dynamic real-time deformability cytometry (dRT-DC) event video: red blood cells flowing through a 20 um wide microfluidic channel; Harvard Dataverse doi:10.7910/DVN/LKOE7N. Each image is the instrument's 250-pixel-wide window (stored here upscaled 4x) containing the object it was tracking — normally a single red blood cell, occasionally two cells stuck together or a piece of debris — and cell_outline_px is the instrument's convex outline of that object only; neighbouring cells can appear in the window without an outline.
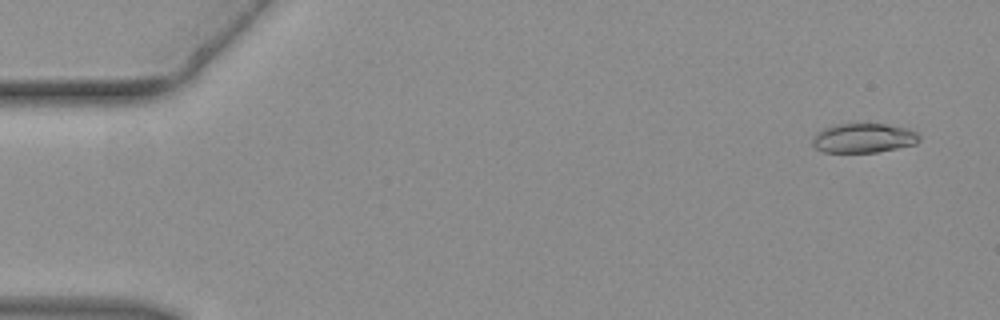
{"species": "common noctule bat (a hibernating species)", "species_latin": "Nyctalus noctula", "temperature_condition": "warm", "stored_images_in_passage": 47, "camera_frame_rate_fps": 3000, "um_per_image_px": 0.085, "animal": {"sex": "female", "body_mass_g": 19.3, "forearm_length_mm": 54.1}, "frame": {"image": 1, "passage_image": 3, "time_ms": 0.667, "image_size_px": [1000, 320], "cell_outline_px": [[920, 140], [916, 144], [876, 152], [824, 152], [816, 148], [812, 144], [812, 140], [816, 132], [824, 128], [836, 124], [884, 124], [908, 128], [916, 132], [920, 136]], "centroid_in_image_um": [73.4, 11.73], "position_along_channel_um": 11.6, "area_um2": 18.26}}
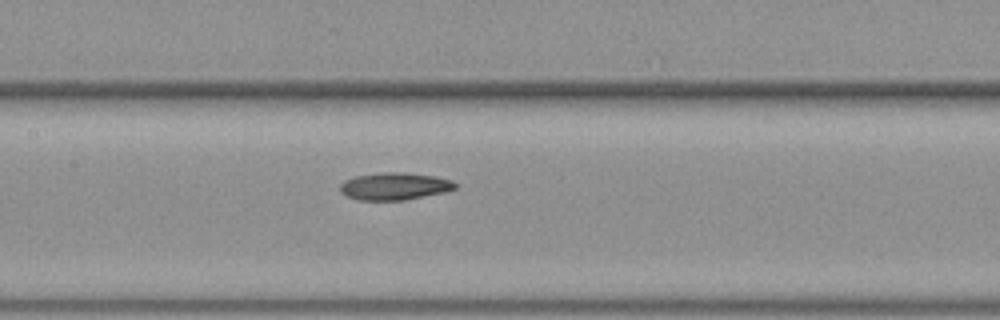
{"frame": {"image": 2, "passage_image": 23, "time_ms": 7.333, "image_size_px": [1000, 320], "cell_outline_px": [[456, 188], [444, 192], [404, 200], [360, 200], [348, 196], [340, 192], [340, 184], [344, 180], [356, 176], [380, 172], [408, 172], [436, 176], [452, 180], [456, 184]], "centroid_in_image_um": [33.54, 15.81], "position_along_channel_um": 173.9, "area_um2": 18.38}}
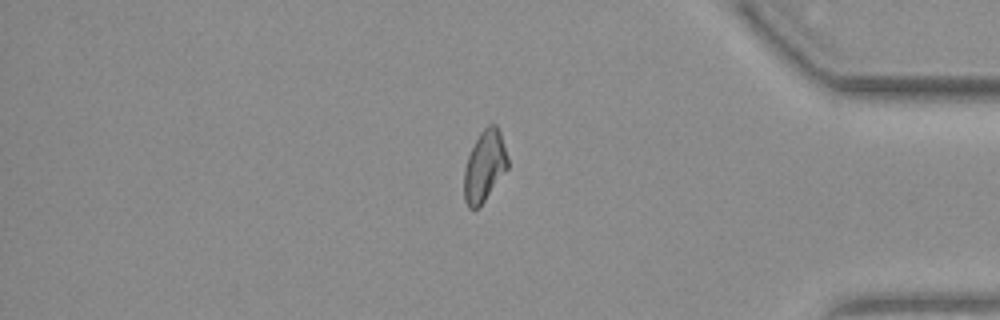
{"frame": {"image": 3, "passage_image": 40, "time_ms": 13.0, "image_size_px": [1000, 320], "cell_outline_px": [[508, 168], [480, 208], [468, 208], [464, 200], [464, 168], [468, 156], [480, 132], [488, 124], [496, 124], [500, 132], [508, 156]], "centroid_in_image_um": [41.19, 14.14], "position_along_channel_um": 394.0, "area_um2": 18.21}}